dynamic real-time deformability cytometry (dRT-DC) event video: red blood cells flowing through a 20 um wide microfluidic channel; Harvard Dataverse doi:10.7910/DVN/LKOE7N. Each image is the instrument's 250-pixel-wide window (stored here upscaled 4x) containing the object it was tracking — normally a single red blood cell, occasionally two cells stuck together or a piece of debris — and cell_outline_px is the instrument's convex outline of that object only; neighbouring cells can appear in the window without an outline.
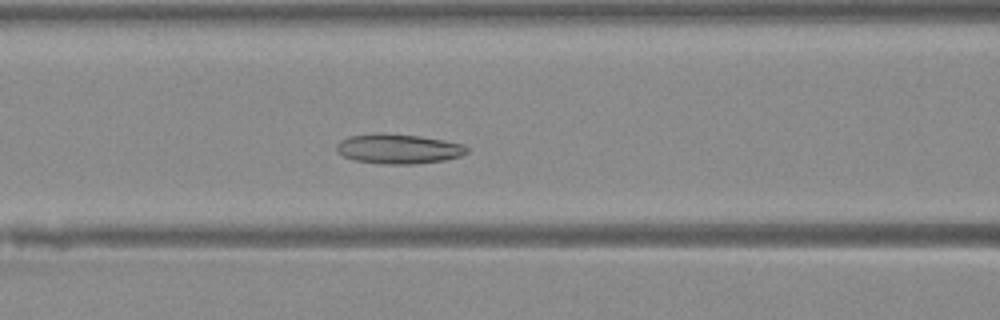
{"species": "Egyptian fruit bat (a non-hibernating species)", "species_latin": "Rousettus aegyptiacus", "temperature_condition": "warm", "stored_images_in_passage": 47, "camera_frame_rate_fps": 3000, "um_per_image_px": 0.085, "animal": {"sex": "female"}, "frame": {"image": 1, "passage_image": 19, "time_ms": 6.0, "image_size_px": [1000, 320], "cell_outline_px": [[468, 152], [460, 156], [444, 160], [416, 164], [384, 164], [352, 160], [336, 152], [336, 144], [340, 140], [348, 136], [420, 136], [444, 140], [464, 144], [468, 148]], "centroid_in_image_um": [33.9, 12.7], "position_along_channel_um": 132.7, "area_um2": 21.85}}
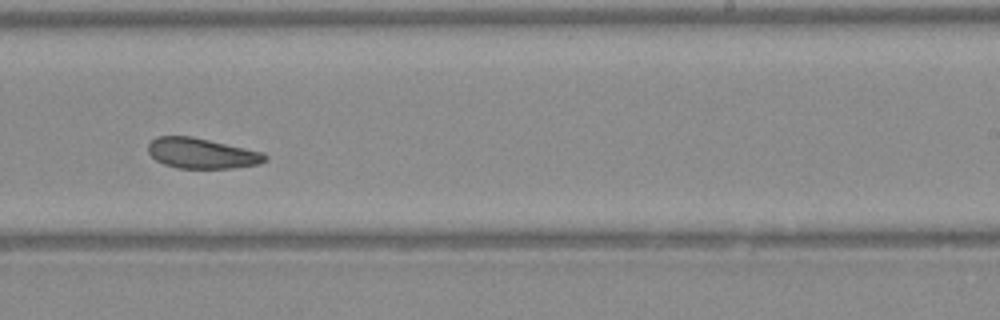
{"frame": {"image": 2, "passage_image": 29, "time_ms": 9.333, "image_size_px": [1000, 320], "cell_outline_px": [[268, 160], [260, 164], [232, 168], [176, 168], [164, 164], [156, 160], [148, 152], [148, 144], [156, 136], [192, 136], [264, 152], [268, 156]], "centroid_in_image_um": [17.17, 13.03], "position_along_channel_um": 271.8, "area_um2": 20.87}}
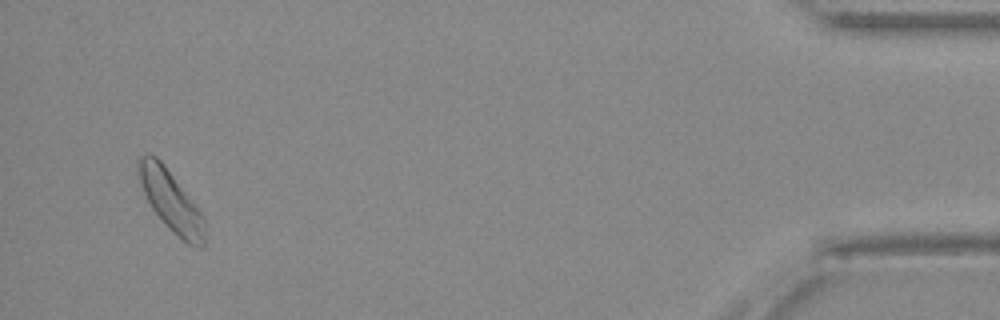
{"frame": {"image": 3, "passage_image": 45, "time_ms": 14.667, "image_size_px": [1000, 320], "cell_outline_px": [[204, 244], [200, 248], [188, 244], [172, 232], [152, 208], [144, 192], [140, 180], [136, 160], [140, 156], [156, 156], [160, 160], [204, 216]], "centroid_in_image_um": [14.53, 17.11], "position_along_channel_um": 420.7, "area_um2": 22.66}}